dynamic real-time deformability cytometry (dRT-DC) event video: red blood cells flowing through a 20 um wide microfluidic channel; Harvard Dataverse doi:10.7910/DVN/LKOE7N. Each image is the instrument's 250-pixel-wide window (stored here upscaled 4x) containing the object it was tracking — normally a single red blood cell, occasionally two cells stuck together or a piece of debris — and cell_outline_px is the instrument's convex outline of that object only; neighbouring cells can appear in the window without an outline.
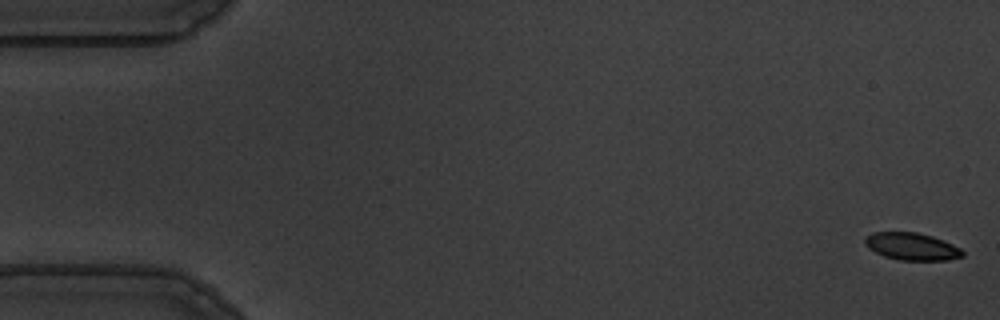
{"species": "common noctule bat (a hibernating species)", "species_latin": "Nyctalus noctula", "temperature_condition": "warm", "stored_images_in_passage": 57, "segment_of_instrument_passage": [1, 2], "camera_frame_rate_fps": 3000, "um_per_image_px": 0.085, "animal": {"sex": "male", "body_mass_g": 19.5, "forearm_length_mm": 54.6}, "frame": {"image": 1, "passage_image": 1, "time_ms": 0.0, "image_size_px": [1000, 320], "cell_outline_px": [[964, 256], [948, 260], [900, 260], [884, 256], [868, 248], [864, 244], [864, 236], [872, 232], [916, 232], [932, 236], [944, 240], [960, 248], [964, 252]], "centroid_in_image_um": [77.48, 20.94], "position_along_channel_um": 7.5, "area_um2": 15.66}}
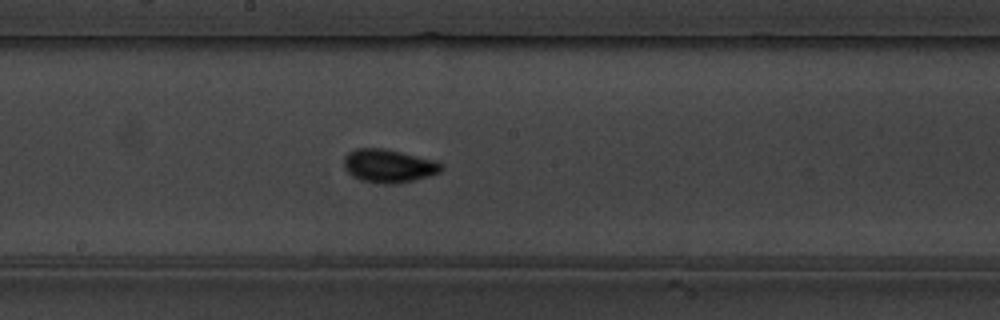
{"frame": {"image": 2, "passage_image": 30, "time_ms": 9.667, "image_size_px": [1000, 320], "cell_outline_px": [[444, 168], [440, 172], [428, 176], [396, 184], [384, 184], [360, 180], [352, 176], [344, 168], [344, 156], [348, 152], [356, 148], [384, 148], [436, 160], [444, 164]], "centroid_in_image_um": [33.04, 14.09], "position_along_channel_um": 215.2, "area_um2": 19.07}}
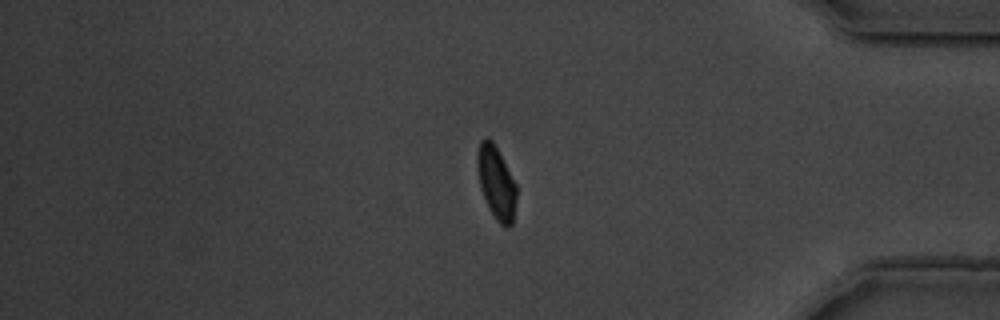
{"frame": {"image": 3, "passage_image": 47, "time_ms": 15.333, "image_size_px": [1000, 320], "cell_outline_px": [[516, 200], [512, 224], [508, 228], [504, 228], [496, 220], [488, 208], [480, 188], [476, 168], [476, 152], [480, 140], [488, 136], [492, 140], [516, 184]], "centroid_in_image_um": [42.15, 15.52], "position_along_channel_um": 393.1, "area_um2": 16.88}}